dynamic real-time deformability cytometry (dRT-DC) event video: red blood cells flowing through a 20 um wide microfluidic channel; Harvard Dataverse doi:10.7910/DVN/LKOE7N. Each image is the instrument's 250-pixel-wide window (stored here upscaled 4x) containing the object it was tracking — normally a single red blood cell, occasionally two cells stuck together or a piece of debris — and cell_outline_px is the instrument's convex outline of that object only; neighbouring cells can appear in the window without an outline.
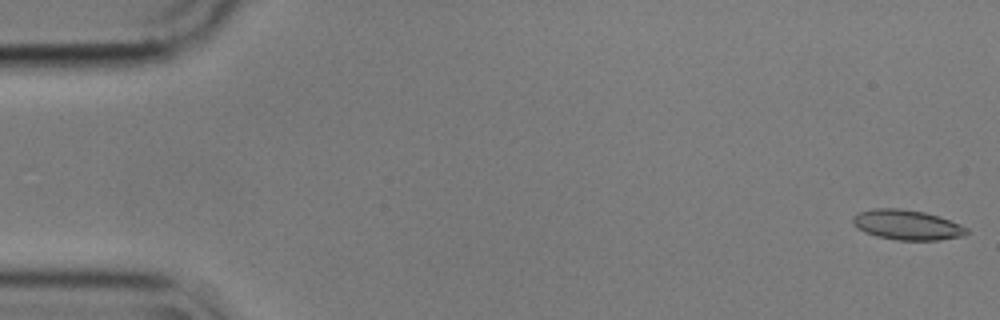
{"species": "common noctule bat (a hibernating species)", "species_latin": "Nyctalus noctula", "temperature_condition": "cold", "stored_images_in_passage": 10, "camera_frame_rate_fps": 3000, "um_per_image_px": 0.085, "animal": {"sex": "male", "body_mass_g": 17.9}, "frame": {"image": 1, "passage_image": 1, "time_ms": 0.0, "image_size_px": [1000, 320], "cell_outline_px": [[968, 232], [964, 236], [940, 240], [896, 240], [876, 236], [864, 232], [856, 228], [852, 224], [852, 216], [856, 212], [872, 208], [900, 208], [924, 212], [940, 216], [960, 224], [968, 228]], "centroid_in_image_um": [77.06, 19.11], "position_along_channel_um": 7.9, "area_um2": 20.29}}